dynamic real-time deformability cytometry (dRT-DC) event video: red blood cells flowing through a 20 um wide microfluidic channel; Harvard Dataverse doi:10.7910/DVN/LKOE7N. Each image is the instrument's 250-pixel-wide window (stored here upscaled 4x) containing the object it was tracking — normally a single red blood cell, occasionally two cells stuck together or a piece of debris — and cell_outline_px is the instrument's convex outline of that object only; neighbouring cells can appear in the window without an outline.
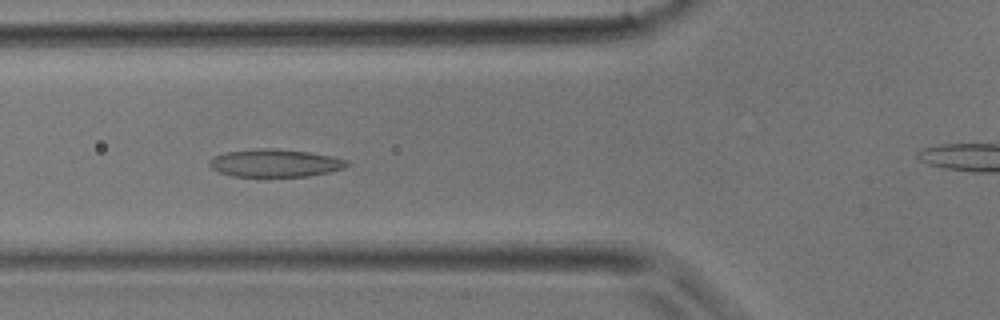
{"species": "common noctule bat (a hibernating species)", "species_latin": "Nyctalus noctula", "temperature_condition": "room temperature", "stored_images_in_passage": 22, "camera_frame_rate_fps": 3000, "um_per_image_px": 0.085, "animal": {"sex": "male", "body_mass_g": 17.9}, "frame": {"image": 1, "passage_image": 6, "time_ms": 1.667, "image_size_px": [1000, 320], "cell_outline_px": [[352, 164], [344, 168], [328, 172], [308, 176], [232, 176], [220, 172], [212, 168], [208, 164], [208, 160], [216, 156], [228, 152], [260, 148], [280, 148], [308, 152], [332, 156], [348, 160]], "centroid_in_image_um": [23.42, 13.85], "position_along_channel_um": 102.4, "area_um2": 22.2}}
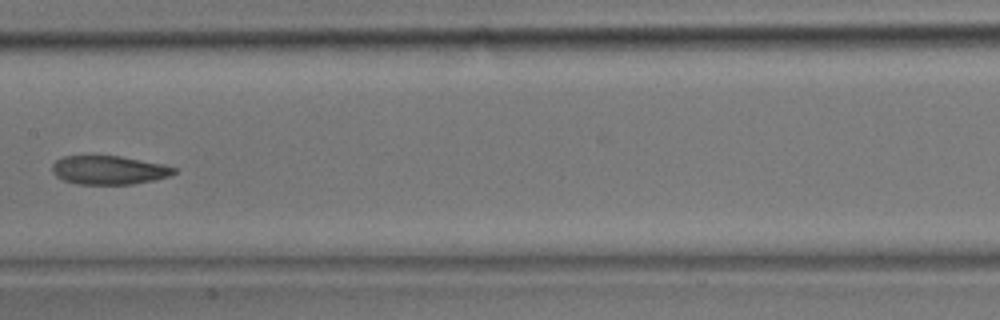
{"frame": {"image": 2, "passage_image": 11, "time_ms": 3.333, "image_size_px": [1000, 320], "cell_outline_px": [[180, 168], [176, 172], [168, 176], [152, 180], [132, 184], [80, 184], [64, 180], [56, 176], [52, 172], [52, 164], [56, 160], [64, 156], [120, 156], [164, 164]], "centroid_in_image_um": [9.28, 14.45], "position_along_channel_um": 198.1, "area_um2": 20.35}}
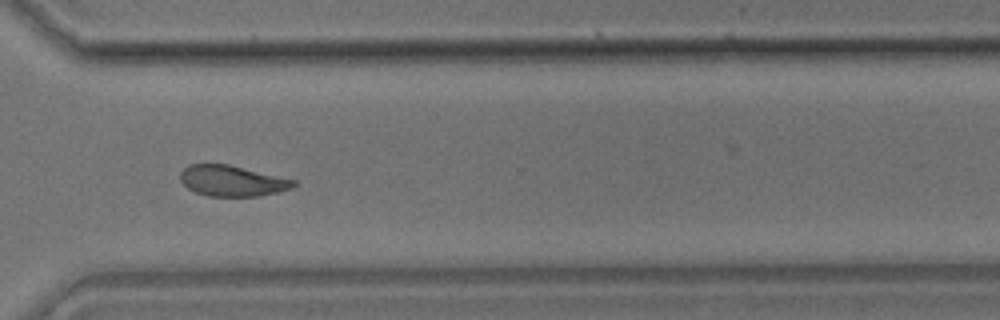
{"frame": {"image": 3, "passage_image": 19, "time_ms": 6.0, "image_size_px": [1000, 320], "cell_outline_px": [[296, 184], [288, 188], [276, 192], [256, 196], [208, 196], [196, 192], [188, 188], [180, 180], [180, 172], [188, 164], [228, 164], [296, 180]], "centroid_in_image_um": [19.68, 15.36], "position_along_channel_um": 350.9, "area_um2": 20.06}}